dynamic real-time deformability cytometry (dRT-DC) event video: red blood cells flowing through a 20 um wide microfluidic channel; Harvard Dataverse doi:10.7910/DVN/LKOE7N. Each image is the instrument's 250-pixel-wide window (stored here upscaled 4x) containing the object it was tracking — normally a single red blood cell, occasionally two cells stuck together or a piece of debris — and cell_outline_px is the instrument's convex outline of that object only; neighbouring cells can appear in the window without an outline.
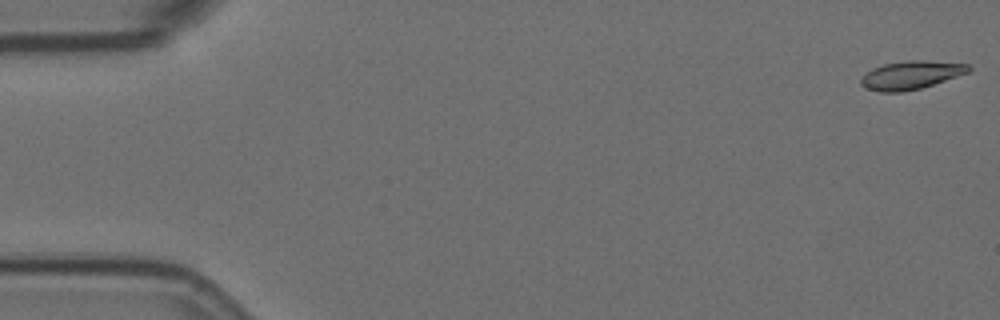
{"species": "Egyptian fruit bat (a non-hibernating species)", "species_latin": "Rousettus aegyptiacus", "temperature_condition": "room temperature", "stored_images_in_passage": 6, "camera_frame_rate_fps": 3000, "um_per_image_px": 0.085, "animal": {"sex": "female"}, "frame": {"image": 1, "passage_image": 1, "time_ms": 0.0, "image_size_px": [1000, 320], "cell_outline_px": [[972, 68], [968, 72], [920, 88], [900, 92], [880, 92], [868, 88], [860, 84], [860, 80], [872, 68], [884, 64], [908, 60], [924, 60], [968, 64]], "centroid_in_image_um": [77.42, 6.37], "position_along_channel_um": 7.6, "area_um2": 17.4}}
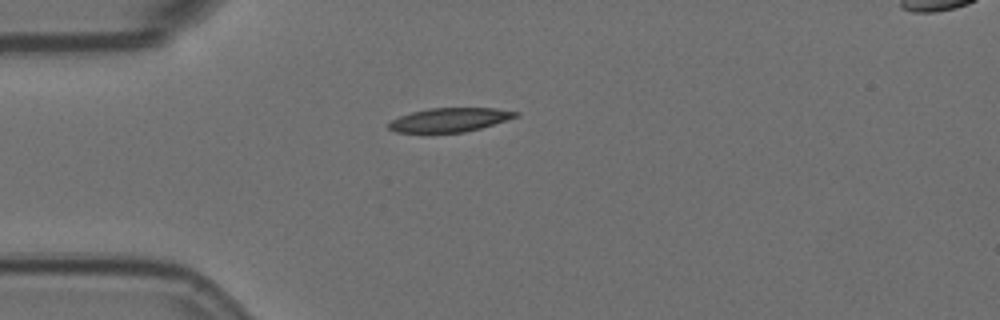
{"frame": {"image": 2, "passage_image": 5, "time_ms": 1.333, "image_size_px": [1000, 320], "cell_outline_px": [[520, 116], [480, 128], [464, 132], [396, 132], [388, 128], [388, 124], [392, 120], [400, 116], [412, 112], [428, 108], [496, 108], [520, 112]], "centroid_in_image_um": [38.26, 10.17], "position_along_channel_um": 46.7, "area_um2": 17.57}}